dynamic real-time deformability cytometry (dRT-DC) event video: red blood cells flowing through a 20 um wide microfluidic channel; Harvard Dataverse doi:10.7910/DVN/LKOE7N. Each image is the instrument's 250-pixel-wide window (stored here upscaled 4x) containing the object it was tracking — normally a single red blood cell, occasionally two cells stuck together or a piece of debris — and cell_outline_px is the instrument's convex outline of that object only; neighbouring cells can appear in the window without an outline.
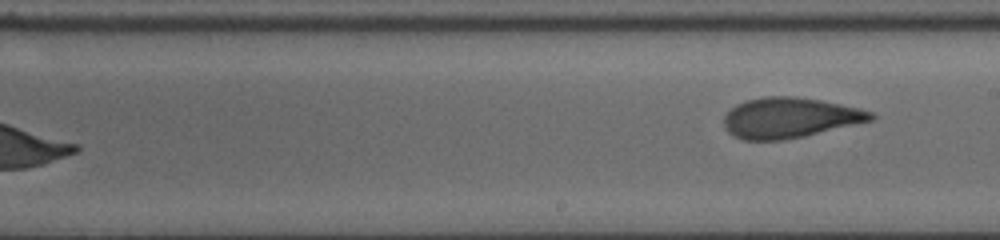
{"species": "human", "species_latin": "Homo sapiens", "temperature_condition": "cold", "stored_images_in_passage": 17, "segment_of_instrument_passage": [2, 2], "camera_frame_rate_fps": 3000, "um_per_image_px": 0.085, "donor": {"sex": "female"}, "frame": {"image": 1, "passage_image": 17, "time_ms": 8.667, "image_size_px": [1000, 240], "cell_outline_px": [[876, 116], [872, 120], [804, 136], [780, 140], [744, 140], [732, 136], [724, 128], [724, 116], [736, 104], [744, 100], [760, 96], [792, 96], [820, 100], [860, 108], [872, 112]], "centroid_in_image_um": [67.08, 10.0], "position_along_channel_um": 221.9, "area_um2": 34.56}}